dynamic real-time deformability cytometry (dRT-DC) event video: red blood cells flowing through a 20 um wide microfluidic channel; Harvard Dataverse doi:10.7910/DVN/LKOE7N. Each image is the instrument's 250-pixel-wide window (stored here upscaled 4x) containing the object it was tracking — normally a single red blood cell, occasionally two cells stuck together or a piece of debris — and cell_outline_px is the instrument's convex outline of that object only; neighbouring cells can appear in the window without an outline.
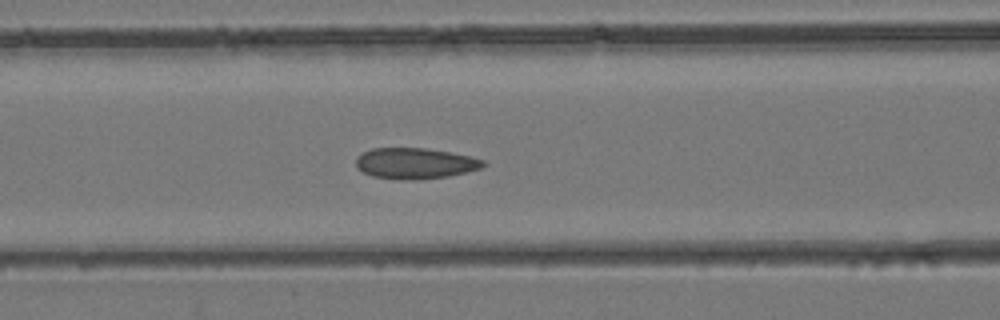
{"species": "common noctule bat (a hibernating species)", "species_latin": "Nyctalus noctula", "temperature_condition": "room temperature", "stored_images_in_passage": 31, "camera_frame_rate_fps": 3000, "um_per_image_px": 0.085, "animal": {"sex": "female", "body_mass_g": 24.6, "forearm_length_mm": 56.2}, "frame": {"image": 1, "passage_image": 8, "time_ms": 2.333, "image_size_px": [1000, 320], "cell_outline_px": [[488, 164], [480, 168], [448, 176], [412, 180], [400, 180], [372, 176], [356, 168], [356, 156], [372, 148], [424, 148], [452, 152], [472, 156], [484, 160]], "centroid_in_image_um": [35.28, 13.88], "position_along_channel_um": 131.3, "area_um2": 23.0}}
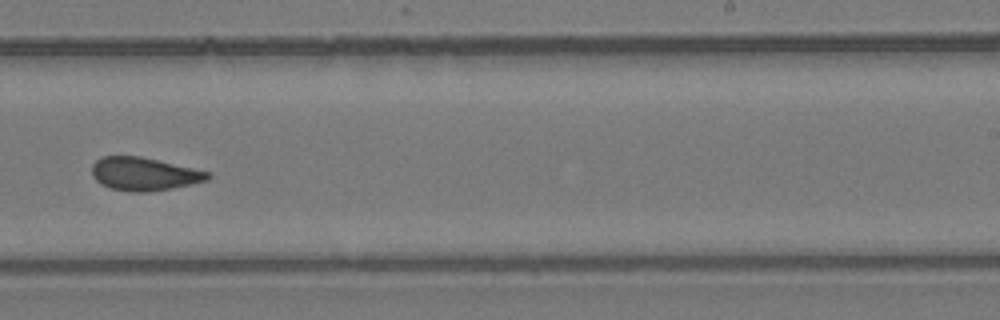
{"frame": {"image": 2, "passage_image": 17, "time_ms": 5.333, "image_size_px": [1000, 320], "cell_outline_px": [[212, 176], [208, 180], [172, 188], [148, 192], [128, 192], [112, 188], [100, 184], [92, 176], [92, 164], [100, 156], [140, 156], [192, 168], [208, 172]], "centroid_in_image_um": [12.2, 14.79], "position_along_channel_um": 276.8, "area_um2": 22.31}}
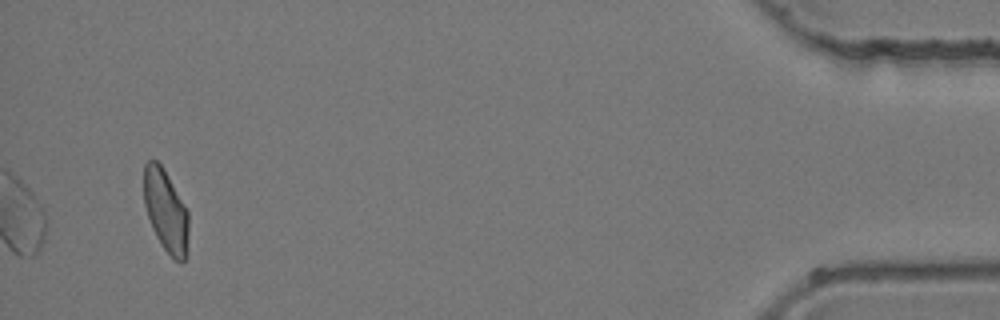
{"frame": {"image": 3, "passage_image": 31, "time_ms": 10.0, "image_size_px": [1000, 320], "cell_outline_px": [[188, 256], [184, 260], [172, 260], [160, 244], [152, 228], [144, 204], [144, 164], [148, 160], [156, 160], [164, 168], [188, 212]], "centroid_in_image_um": [14.1, 17.95], "position_along_channel_um": 421.1, "area_um2": 21.62}}